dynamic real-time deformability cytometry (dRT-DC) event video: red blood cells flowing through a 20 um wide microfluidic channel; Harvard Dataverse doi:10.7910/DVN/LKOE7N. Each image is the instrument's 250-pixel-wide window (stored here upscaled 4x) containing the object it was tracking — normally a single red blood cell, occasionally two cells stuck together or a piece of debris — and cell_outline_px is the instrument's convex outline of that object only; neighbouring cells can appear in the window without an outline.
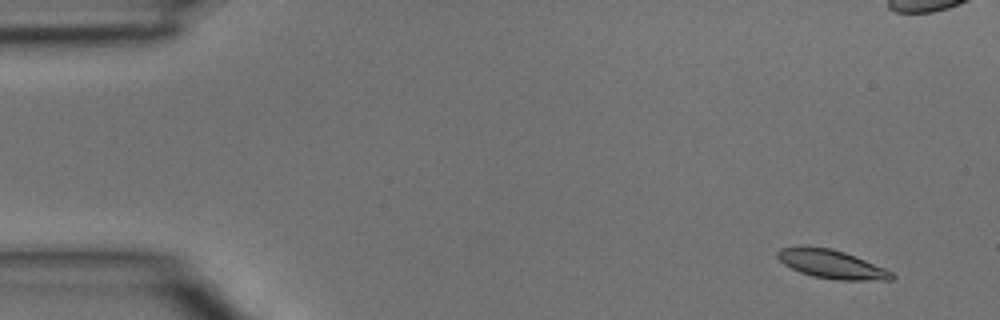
{"species": "common noctule bat (a hibernating species)", "species_latin": "Nyctalus noctula", "temperature_condition": "room temperature", "stored_images_in_passage": 5, "camera_frame_rate_fps": 3000, "um_per_image_px": 0.085, "animal": {"sex": "male", "body_mass_g": 15.6}, "frame": {"image": 1, "passage_image": 1, "time_ms": 0.0, "image_size_px": [1000, 320], "cell_outline_px": [[896, 276], [892, 280], [836, 280], [812, 276], [800, 272], [784, 264], [776, 256], [776, 252], [780, 248], [832, 248], [856, 256], [884, 268], [892, 272]], "centroid_in_image_um": [70.74, 22.49], "position_along_channel_um": 14.3, "area_um2": 18.67}}
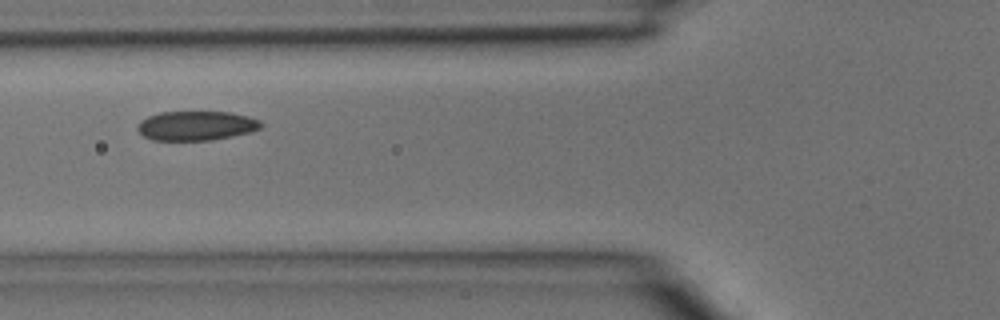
{"frame": {"image": 2, "passage_image": 5, "time_ms": 1.333, "image_size_px": [1000, 320], "cell_outline_px": [[264, 124], [260, 128], [252, 132], [212, 140], [152, 140], [144, 136], [136, 128], [140, 120], [148, 116], [160, 112], [232, 112], [248, 116], [260, 120]], "centroid_in_image_um": [16.7, 10.68], "position_along_channel_um": 109.1, "area_um2": 21.27}}